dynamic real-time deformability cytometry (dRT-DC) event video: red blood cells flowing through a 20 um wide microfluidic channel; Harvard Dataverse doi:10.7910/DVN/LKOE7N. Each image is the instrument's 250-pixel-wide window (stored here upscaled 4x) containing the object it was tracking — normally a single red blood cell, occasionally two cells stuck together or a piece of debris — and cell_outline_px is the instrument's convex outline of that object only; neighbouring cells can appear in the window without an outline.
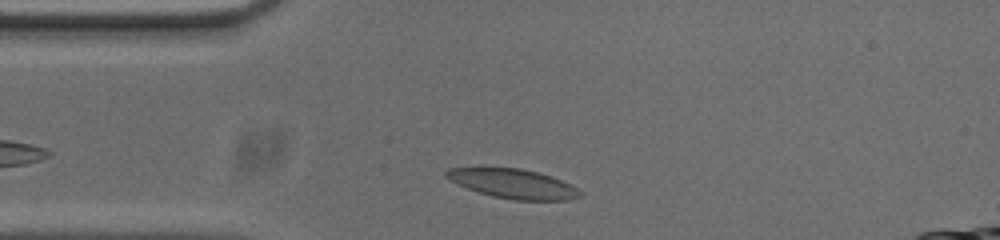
{"species": "common noctule bat (a hibernating species)", "species_latin": "Nyctalus noctula", "temperature_condition": "cold", "stored_images_in_passage": 3, "camera_frame_rate_fps": 3000, "um_per_image_px": 0.085, "animal": {"sex": "male", "body_mass_g": 20.0, "forearm_length_mm": 53.3}, "frame": {"image": 1, "passage_image": 3, "time_ms": 0.667, "image_size_px": [1000, 240], "cell_outline_px": [[584, 196], [568, 200], [516, 200], [492, 196], [468, 188], [448, 180], [444, 176], [444, 172], [448, 168], [480, 164], [520, 168], [552, 176], [584, 192]], "centroid_in_image_um": [43.52, 15.56], "position_along_channel_um": 41.5, "area_um2": 23.81}}